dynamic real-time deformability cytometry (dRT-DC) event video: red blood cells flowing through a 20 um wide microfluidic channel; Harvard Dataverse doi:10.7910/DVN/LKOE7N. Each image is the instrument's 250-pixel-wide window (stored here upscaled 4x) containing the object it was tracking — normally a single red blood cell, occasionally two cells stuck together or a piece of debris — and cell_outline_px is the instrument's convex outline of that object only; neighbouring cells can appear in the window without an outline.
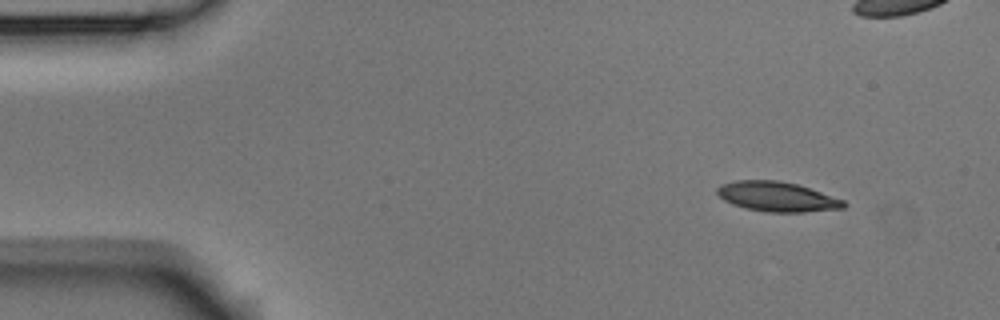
{"species": "Egyptian fruit bat (a non-hibernating species)", "species_latin": "Rousettus aegyptiacus", "temperature_condition": "room temperature", "stored_images_in_passage": 5, "segment_of_instrument_passage": [2, 2], "camera_frame_rate_fps": 3000, "um_per_image_px": 0.085, "animal": {"sex": "male"}, "frame": {"image": 1, "passage_image": 5, "time_ms": 1.333, "image_size_px": [1000, 320], "cell_outline_px": [[848, 204], [844, 208], [804, 212], [768, 212], [748, 208], [732, 204], [724, 200], [716, 192], [716, 188], [720, 184], [736, 180], [780, 180], [796, 184], [844, 200]], "centroid_in_image_um": [66.04, 16.71], "position_along_channel_um": 19.0, "area_um2": 21.85}}